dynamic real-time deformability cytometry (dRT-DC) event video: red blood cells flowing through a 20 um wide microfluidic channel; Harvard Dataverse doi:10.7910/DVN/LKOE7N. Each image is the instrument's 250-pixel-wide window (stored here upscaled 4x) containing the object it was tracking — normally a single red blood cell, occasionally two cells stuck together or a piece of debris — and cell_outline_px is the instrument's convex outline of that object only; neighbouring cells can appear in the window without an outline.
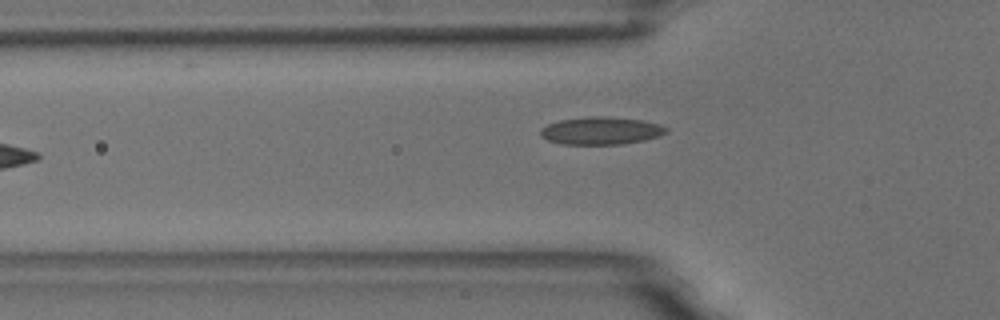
{"species": "common noctule bat (a hibernating species)", "species_latin": "Nyctalus noctula", "temperature_condition": "room temperature", "stored_images_in_passage": 5, "camera_frame_rate_fps": 3000, "um_per_image_px": 0.085, "animal": {"sex": "male", "body_mass_g": 18.8}, "frame": {"image": 1, "passage_image": 5, "time_ms": 5.667, "image_size_px": [1000, 320], "cell_outline_px": [[668, 132], [660, 136], [644, 140], [620, 144], [560, 144], [548, 140], [540, 136], [540, 128], [548, 124], [560, 120], [588, 116], [608, 116], [644, 120], [660, 124], [668, 128]], "centroid_in_image_um": [51.1, 11.1], "position_along_channel_um": 74.7, "area_um2": 20.46}}